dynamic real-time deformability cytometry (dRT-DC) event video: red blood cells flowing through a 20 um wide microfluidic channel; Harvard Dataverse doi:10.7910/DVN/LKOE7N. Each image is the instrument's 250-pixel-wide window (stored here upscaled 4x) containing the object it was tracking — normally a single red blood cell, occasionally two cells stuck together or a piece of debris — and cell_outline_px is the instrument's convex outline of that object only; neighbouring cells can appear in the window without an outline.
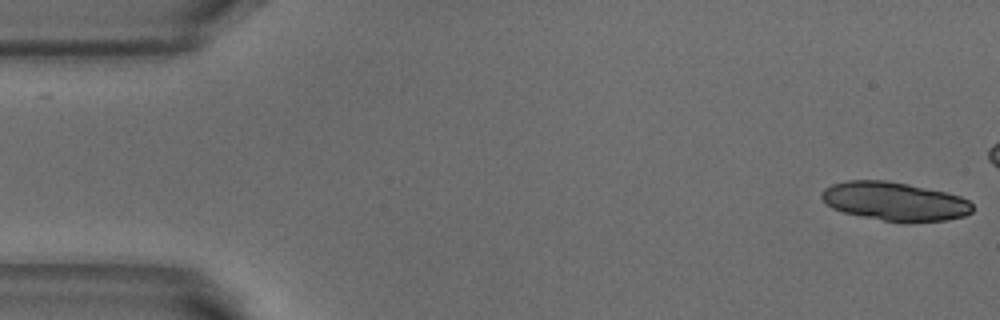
{"species": "common noctule bat (a hibernating species)", "species_latin": "Nyctalus noctula", "temperature_condition": "warm", "stored_images_in_passage": 44, "camera_frame_rate_fps": 3000, "um_per_image_px": 0.085, "animal": {"sex": "male", "body_mass_g": 18.8}, "frame": {"image": 1, "passage_image": 1, "time_ms": 0.0, "image_size_px": [1000, 320], "cell_outline_px": [[972, 212], [964, 216], [944, 220], [908, 224], [904, 224], [844, 212], [832, 208], [820, 196], [820, 192], [824, 188], [832, 184], [848, 180], [888, 180], [908, 184], [944, 192], [960, 196], [968, 200], [972, 204]], "centroid_in_image_um": [76.05, 17.12], "position_along_channel_um": 8.9, "area_um2": 34.1}}
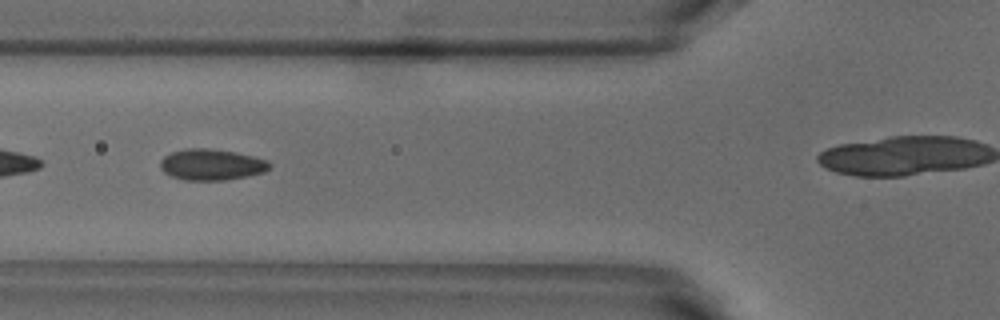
{"frame": {"image": 2, "passage_image": 19, "time_ms": 6.0, "image_size_px": [1000, 320], "cell_outline_px": [[272, 168], [264, 172], [248, 176], [224, 180], [184, 180], [172, 176], [164, 172], [160, 168], [160, 160], [164, 156], [172, 152], [184, 148], [208, 148], [236, 152], [268, 160], [272, 164]], "centroid_in_image_um": [18.0, 13.99], "position_along_channel_um": 107.8, "area_um2": 20.0}}
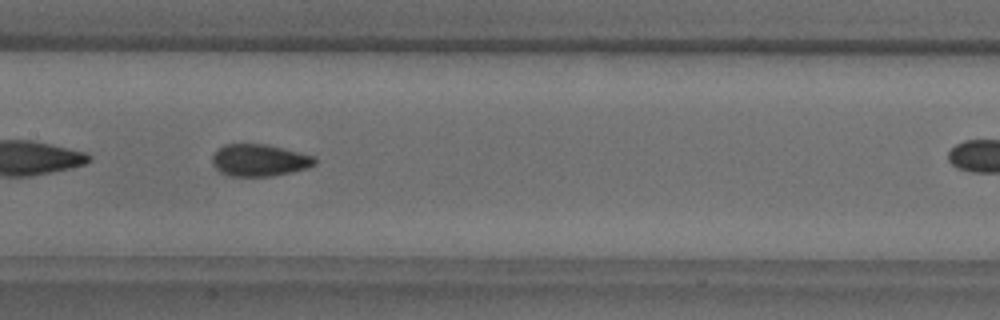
{"frame": {"image": 3, "passage_image": 25, "time_ms": 8.0, "image_size_px": [1000, 320], "cell_outline_px": [[316, 164], [308, 168], [292, 172], [272, 176], [228, 176], [220, 172], [212, 164], [212, 156], [224, 144], [268, 144], [316, 156]], "centroid_in_image_um": [22.08, 13.62], "position_along_channel_um": 185.3, "area_um2": 19.31}, "authors_computed_cell_mechanics": {"area_um2": 19.5364, "velocity_mm_per_s": 3.8516, "shape_relaxation_time_tau1_ms": 4.8512, "shape_relaxation_time_tau2_ms": 0.8299, "deformation_change_tau1": 0.114, "deformation_change_tau2": 0.0459}}